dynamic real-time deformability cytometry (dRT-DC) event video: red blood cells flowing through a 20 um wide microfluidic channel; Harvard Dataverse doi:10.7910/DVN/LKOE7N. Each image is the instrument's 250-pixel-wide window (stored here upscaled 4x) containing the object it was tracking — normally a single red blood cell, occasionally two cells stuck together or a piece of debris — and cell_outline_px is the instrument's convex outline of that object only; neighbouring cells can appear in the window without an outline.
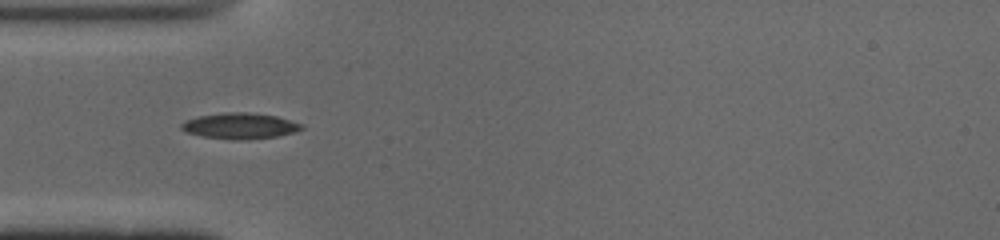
{"species": "common noctule bat (a hibernating species)", "species_latin": "Nyctalus noctula", "temperature_condition": "cold", "stored_images_in_passage": 37, "camera_frame_rate_fps": 3000, "um_per_image_px": 0.085, "animal": {"sex": "male", "body_mass_g": 19.0, "forearm_length_mm": 50.8}, "frame": {"image": 1, "passage_image": 5, "time_ms": 1.333, "image_size_px": [1000, 240], "cell_outline_px": [[304, 128], [292, 132], [276, 136], [248, 140], [236, 140], [204, 136], [184, 132], [180, 128], [180, 124], [196, 116], [224, 112], [248, 112], [276, 116], [304, 124]], "centroid_in_image_um": [20.38, 10.69], "position_along_channel_um": 64.6, "area_um2": 18.15}}
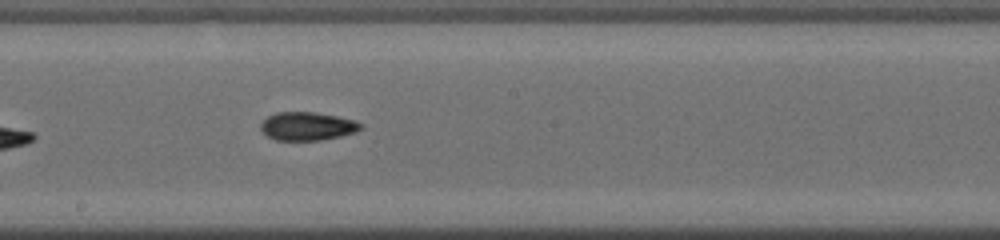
{"frame": {"image": 2, "passage_image": 17, "time_ms": 5.333, "image_size_px": [1000, 240], "cell_outline_px": [[364, 128], [356, 132], [340, 136], [320, 140], [276, 140], [268, 136], [260, 128], [260, 124], [268, 116], [276, 112], [312, 112], [336, 116], [356, 120], [364, 124]], "centroid_in_image_um": [26.17, 10.72], "position_along_channel_um": 222.0, "area_um2": 16.53}}
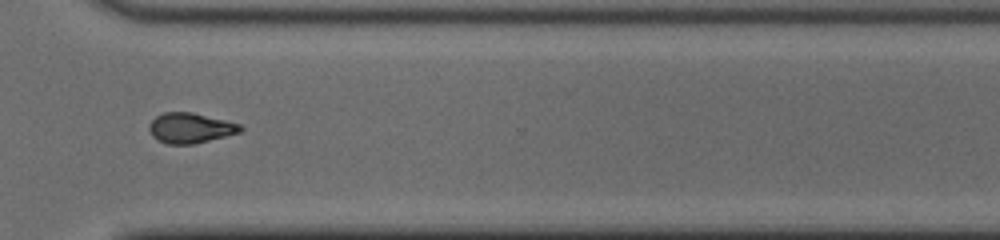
{"frame": {"image": 3, "passage_image": 27, "time_ms": 8.667, "image_size_px": [1000, 240], "cell_outline_px": [[244, 128], [240, 132], [192, 144], [168, 144], [156, 140], [152, 136], [148, 128], [148, 124], [156, 116], [164, 112], [192, 112], [240, 124]], "centroid_in_image_um": [16.13, 10.87], "position_along_channel_um": 354.5, "area_um2": 15.95}, "authors_computed_cell_mechanics": {"area_um2": 16.184, "velocity_mm_per_s": 3.9519, "shape_relaxation_time_tau1_ms": 5.0167, "shape_relaxation_time_tau2_ms": 5.091, "deformation_change_tau1": 0.1531, "deformation_change_tau2": 0.0829}}